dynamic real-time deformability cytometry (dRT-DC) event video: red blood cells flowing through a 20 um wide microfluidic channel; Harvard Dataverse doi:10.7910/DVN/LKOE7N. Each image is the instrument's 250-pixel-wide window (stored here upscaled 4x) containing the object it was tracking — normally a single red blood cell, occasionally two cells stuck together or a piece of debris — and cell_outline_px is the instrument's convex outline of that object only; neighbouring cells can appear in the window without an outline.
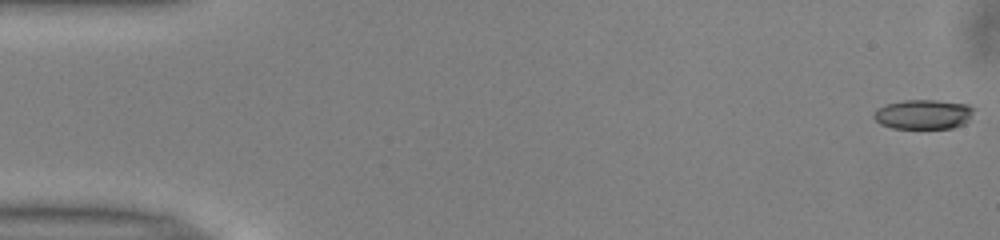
{"species": "common noctule bat (a hibernating species)", "species_latin": "Nyctalus noctula", "temperature_condition": "warm", "stored_images_in_passage": 51, "camera_frame_rate_fps": 3000, "um_per_image_px": 0.085, "animal": {"sex": "male", "body_mass_g": 13.0, "forearm_length_mm": 53.1}, "frame": {"image": 1, "passage_image": 1, "time_ms": 0.0, "image_size_px": [1000, 240], "cell_outline_px": [[976, 108], [968, 120], [964, 124], [952, 128], [892, 128], [880, 124], [872, 116], [872, 112], [876, 108], [884, 104], [904, 100], [936, 100], [968, 104]], "centroid_in_image_um": [78.46, 9.71], "position_along_channel_um": 6.5, "area_um2": 17.51}}
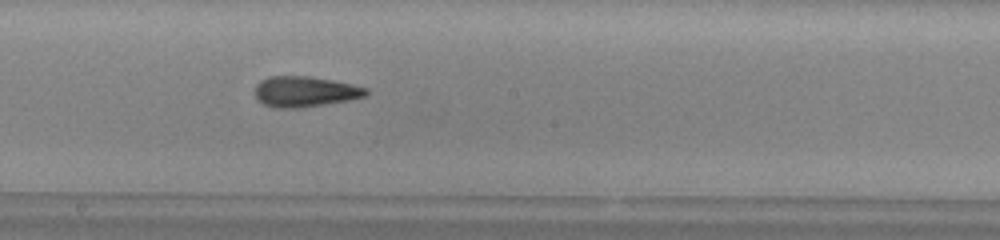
{"frame": {"image": 2, "passage_image": 28, "time_ms": 9.0, "image_size_px": [1000, 240], "cell_outline_px": [[368, 96], [348, 100], [324, 104], [296, 108], [276, 108], [264, 104], [256, 100], [256, 84], [260, 80], [268, 76], [308, 76], [332, 80], [352, 84], [368, 88]], "centroid_in_image_um": [25.91, 7.78], "position_along_channel_um": 222.3, "area_um2": 19.83}}
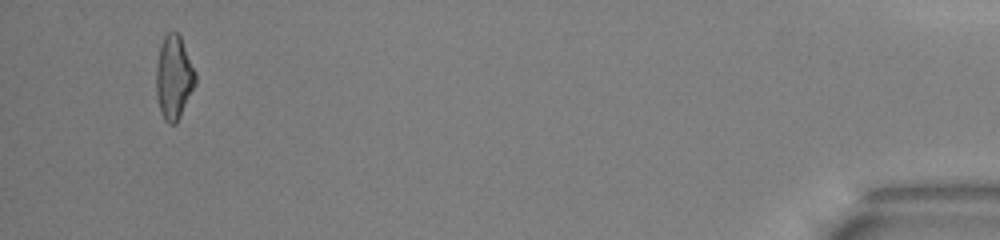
{"frame": {"image": 3, "passage_image": 49, "time_ms": 16.0, "image_size_px": [1000, 240], "cell_outline_px": [[196, 84], [176, 124], [168, 124], [164, 120], [160, 112], [156, 96], [156, 64], [160, 44], [164, 36], [168, 32], [176, 32], [180, 36], [196, 72]], "centroid_in_image_um": [14.76, 6.6], "position_along_channel_um": 420.4, "area_um2": 19.31}, "authors_computed_cell_mechanics": {"area_um2": 19.1896, "velocity_mm_per_s": 4.0347, "shape_relaxation_time_tau1_ms": 8.624, "shape_relaxation_time_tau2_ms": 4.0339, "deformation_change_tau1": 0.2333, "deformation_change_tau2": 0.125}}